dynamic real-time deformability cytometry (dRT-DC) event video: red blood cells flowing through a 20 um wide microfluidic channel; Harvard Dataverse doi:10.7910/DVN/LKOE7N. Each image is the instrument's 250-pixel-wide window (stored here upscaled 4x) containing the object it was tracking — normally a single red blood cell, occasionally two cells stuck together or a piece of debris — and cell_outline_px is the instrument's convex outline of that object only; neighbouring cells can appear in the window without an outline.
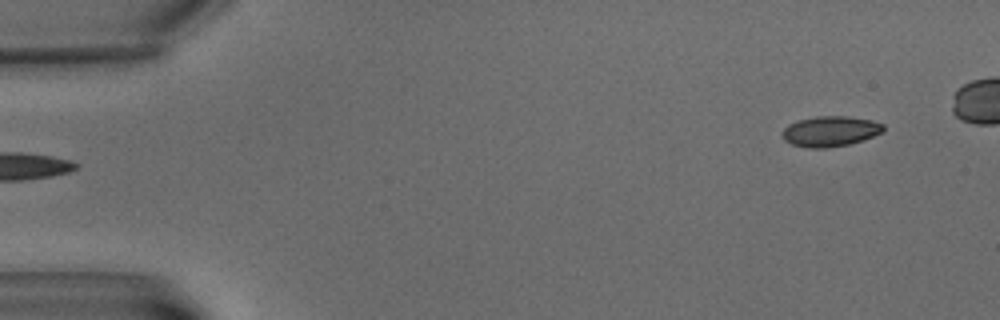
{"species": "common noctule bat (a hibernating species)", "species_latin": "Nyctalus noctula", "temperature_condition": "warm", "stored_images_in_passage": 6, "segment_of_instrument_passage": [2, 2], "camera_frame_rate_fps": 3000, "um_per_image_px": 0.085, "animal": {"sex": "male", "body_mass_g": 15.6}, "frame": {"image": 1, "passage_image": 6, "time_ms": 7.333, "image_size_px": [1000, 320], "cell_outline_px": [[884, 132], [848, 144], [828, 148], [808, 148], [792, 144], [784, 140], [784, 128], [788, 124], [800, 120], [816, 116], [848, 116], [872, 120], [884, 124]], "centroid_in_image_um": [70.59, 11.15], "position_along_channel_um": 14.4, "area_um2": 17.74}}